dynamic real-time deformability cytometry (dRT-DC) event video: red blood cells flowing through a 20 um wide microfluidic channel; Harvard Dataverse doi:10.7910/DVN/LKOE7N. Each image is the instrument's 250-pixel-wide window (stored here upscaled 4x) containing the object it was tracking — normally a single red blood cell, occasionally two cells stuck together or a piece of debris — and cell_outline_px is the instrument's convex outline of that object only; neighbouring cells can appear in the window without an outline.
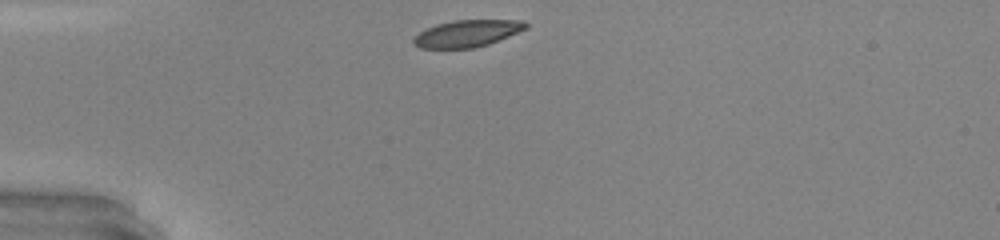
{"species": "common noctule bat (a hibernating species)", "species_latin": "Nyctalus noctula", "temperature_condition": "warm", "stored_images_in_passage": 27, "camera_frame_rate_fps": 3000, "um_per_image_px": 0.085, "animal": {"sex": "male", "body_mass_g": 20.0, "forearm_length_mm": 53.3}, "frame": {"image": 1, "passage_image": 1, "time_ms": 0.0, "image_size_px": [1000, 240], "cell_outline_px": [[528, 28], [488, 44], [472, 48], [420, 48], [412, 40], [420, 32], [436, 24], [452, 20], [524, 20], [528, 24]], "centroid_in_image_um": [39.74, 2.83], "position_along_channel_um": 45.3, "area_um2": 17.4}, "authors_computed_cell_mechanics": {"area_um2": 18.7272, "velocity_mm_per_s": 4.2857, "shape_relaxation_time_tau1_ms": 1.9076, "shape_relaxation_time_tau2_ms": null, "deformation_change_tau1": 0.0953, "deformation_change_tau2": null}}